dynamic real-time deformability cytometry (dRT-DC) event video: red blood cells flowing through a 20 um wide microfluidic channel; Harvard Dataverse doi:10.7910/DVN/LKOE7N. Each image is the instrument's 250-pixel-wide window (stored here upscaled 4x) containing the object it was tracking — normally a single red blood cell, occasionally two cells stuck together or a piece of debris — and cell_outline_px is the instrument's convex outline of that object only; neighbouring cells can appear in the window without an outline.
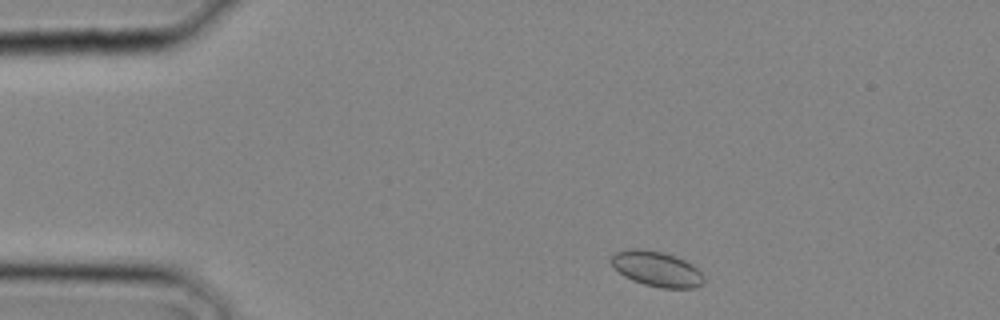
{"species": "common noctule bat (a hibernating species)", "species_latin": "Nyctalus noctula", "temperature_condition": "cold", "stored_images_in_passage": 19, "camera_frame_rate_fps": 3000, "um_per_image_px": 0.085, "animal": {"sex": "male", "body_mass_g": 20.4}, "frame": {"image": 1, "passage_image": 2, "time_ms": 0.333, "image_size_px": [1000, 320], "cell_outline_px": [[704, 280], [700, 284], [692, 288], [660, 288], [644, 284], [632, 280], [624, 276], [608, 260], [616, 252], [632, 248], [640, 248], [664, 252], [676, 256], [692, 264], [704, 276]], "centroid_in_image_um": [55.8, 22.84], "position_along_channel_um": 29.2, "area_um2": 18.96}}
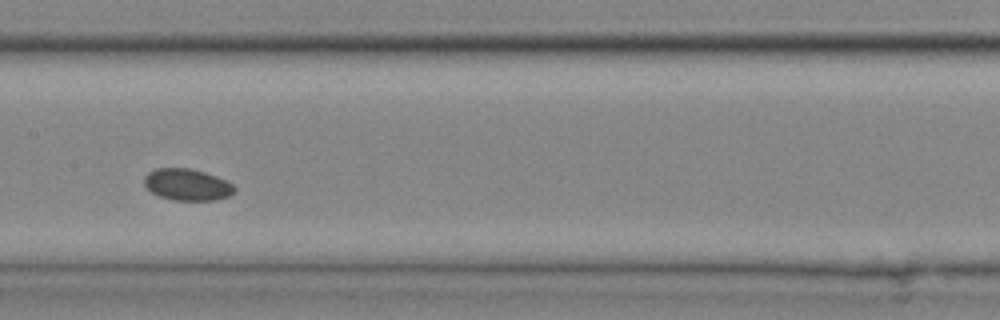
{"frame": {"image": 2, "passage_image": 12, "time_ms": 3.667, "image_size_px": [1000, 320], "cell_outline_px": [[236, 192], [228, 196], [216, 200], [176, 200], [160, 196], [152, 192], [144, 184], [144, 176], [148, 172], [156, 168], [188, 168], [204, 172], [228, 180], [236, 188]], "centroid_in_image_um": [15.94, 15.69], "position_along_channel_um": 191.5, "area_um2": 16.65}}
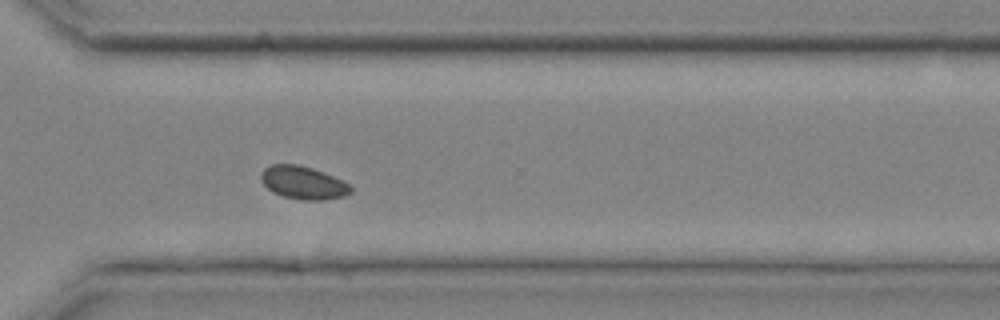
{"frame": {"image": 3, "passage_image": 19, "time_ms": 6.0, "image_size_px": [1000, 320], "cell_outline_px": [[352, 192], [344, 196], [324, 200], [300, 200], [284, 196], [272, 192], [264, 184], [260, 176], [264, 168], [272, 164], [296, 164], [312, 168], [324, 172], [352, 184]], "centroid_in_image_um": [25.81, 15.53], "position_along_channel_um": 344.8, "area_um2": 17.34}}